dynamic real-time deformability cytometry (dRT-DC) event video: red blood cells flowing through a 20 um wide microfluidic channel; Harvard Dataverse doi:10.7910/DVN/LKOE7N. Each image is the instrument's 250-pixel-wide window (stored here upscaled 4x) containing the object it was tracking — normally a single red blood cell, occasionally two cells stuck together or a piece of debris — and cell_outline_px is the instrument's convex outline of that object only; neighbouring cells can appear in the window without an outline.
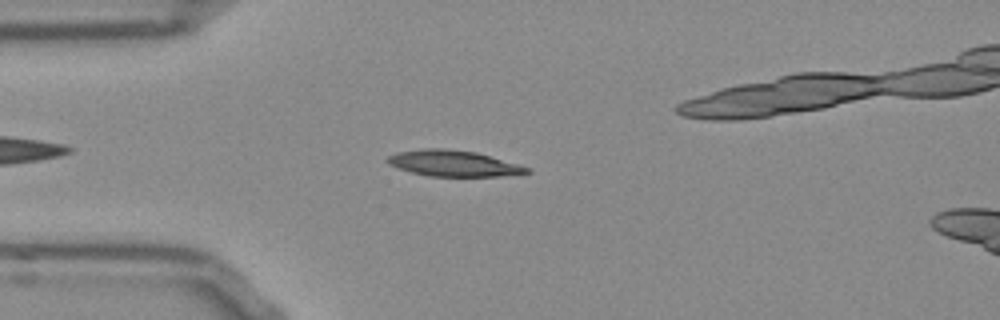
{"species": "Egyptian fruit bat (a non-hibernating species)", "species_latin": "Rousettus aegyptiacus", "temperature_condition": "room temperature", "stored_images_in_passage": 44, "camera_frame_rate_fps": 3000, "um_per_image_px": 0.085, "frame": {"image": 1, "passage_image": 6, "time_ms": 1.667, "image_size_px": [1000, 320], "cell_outline_px": [[532, 172], [500, 176], [428, 176], [412, 172], [388, 164], [384, 160], [388, 156], [396, 152], [424, 148], [444, 148], [476, 152], [520, 164], [532, 168]], "centroid_in_image_um": [38.56, 13.88], "position_along_channel_um": 46.4, "area_um2": 21.21}}
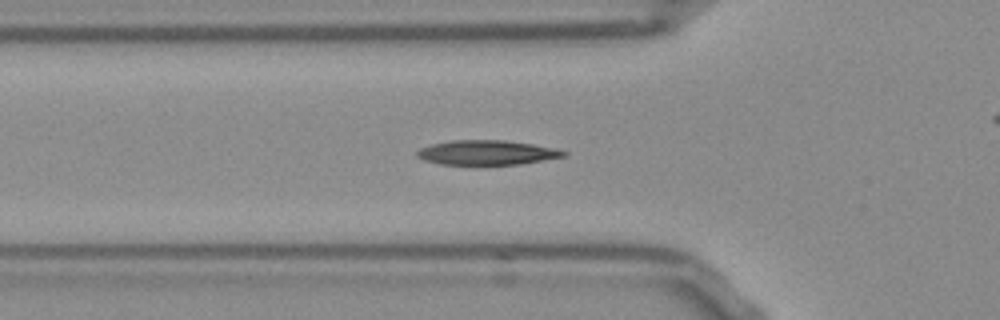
{"frame": {"image": 2, "passage_image": 10, "time_ms": 3.0, "image_size_px": [1000, 320], "cell_outline_px": [[568, 156], [520, 164], [440, 164], [424, 160], [416, 156], [416, 152], [420, 148], [432, 144], [452, 140], [504, 140], [532, 144], [552, 148], [568, 152]], "centroid_in_image_um": [41.38, 12.97], "position_along_channel_um": 84.4, "area_um2": 20.87}}
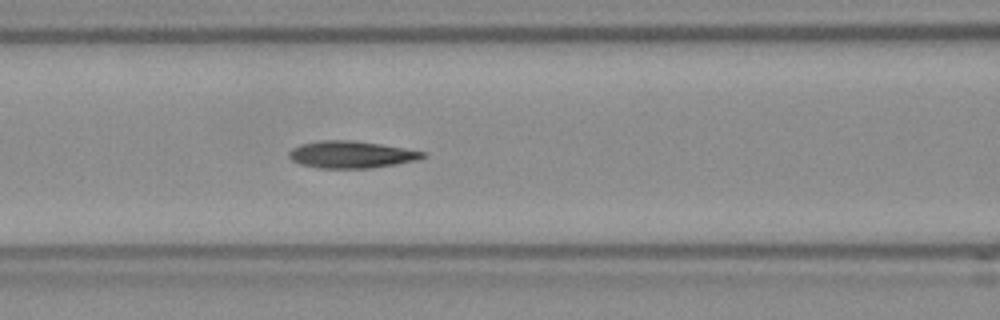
{"frame": {"image": 3, "passage_image": 14, "time_ms": 4.333, "image_size_px": [1000, 320], "cell_outline_px": [[428, 156], [416, 160], [396, 164], [372, 168], [316, 168], [300, 164], [292, 160], [288, 156], [288, 152], [292, 148], [300, 144], [320, 140], [352, 140], [380, 144], [428, 152]], "centroid_in_image_um": [29.86, 13.13], "position_along_channel_um": 136.7, "area_um2": 21.27}}